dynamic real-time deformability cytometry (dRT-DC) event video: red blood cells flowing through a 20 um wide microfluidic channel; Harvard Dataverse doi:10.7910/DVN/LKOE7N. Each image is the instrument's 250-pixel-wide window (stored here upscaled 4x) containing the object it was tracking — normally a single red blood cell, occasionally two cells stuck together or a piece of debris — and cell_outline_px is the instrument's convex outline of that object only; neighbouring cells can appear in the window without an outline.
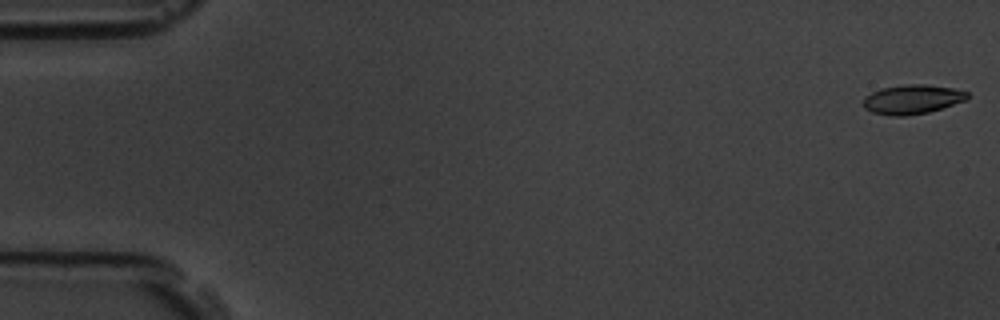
{"species": "common noctule bat (a hibernating species)", "species_latin": "Nyctalus noctula", "temperature_condition": "room temperature", "stored_images_in_passage": 3, "camera_frame_rate_fps": 3000, "um_per_image_px": 0.085, "animal": {"sex": "male", "body_mass_g": 19.5, "forearm_length_mm": 54.6}, "frame": {"image": 1, "passage_image": 1, "time_ms": 0.0, "image_size_px": [1000, 320], "cell_outline_px": [[968, 100], [928, 112], [904, 116], [892, 116], [872, 112], [864, 108], [864, 96], [880, 88], [904, 84], [924, 84], [952, 88], [968, 92]], "centroid_in_image_um": [77.53, 8.44], "position_along_channel_um": 7.5, "area_um2": 17.8}}